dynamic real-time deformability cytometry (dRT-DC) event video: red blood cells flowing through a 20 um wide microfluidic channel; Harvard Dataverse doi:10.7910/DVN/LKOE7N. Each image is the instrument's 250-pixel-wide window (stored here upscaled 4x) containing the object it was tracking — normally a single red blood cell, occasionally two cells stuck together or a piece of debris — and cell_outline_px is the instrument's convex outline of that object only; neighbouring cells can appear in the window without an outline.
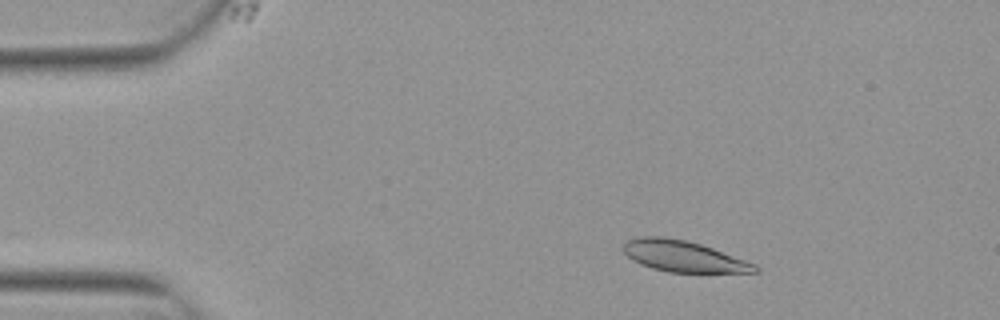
{"species": "Egyptian fruit bat (a non-hibernating species)", "species_latin": "Rousettus aegyptiacus", "temperature_condition": "warm", "stored_images_in_passage": 5, "segment_of_instrument_passage": [1, 2], "camera_frame_rate_fps": 3000, "um_per_image_px": 0.085, "animal": {"sex": "female"}, "frame": {"image": 1, "passage_image": 2, "time_ms": 0.333, "image_size_px": [1000, 320], "cell_outline_px": [[760, 272], [668, 272], [652, 268], [640, 264], [632, 260], [620, 248], [628, 240], [636, 236], [664, 236], [688, 240], [712, 248], [756, 264], [760, 268]], "centroid_in_image_um": [58.05, 21.77], "position_along_channel_um": 27.0, "area_um2": 23.99}}